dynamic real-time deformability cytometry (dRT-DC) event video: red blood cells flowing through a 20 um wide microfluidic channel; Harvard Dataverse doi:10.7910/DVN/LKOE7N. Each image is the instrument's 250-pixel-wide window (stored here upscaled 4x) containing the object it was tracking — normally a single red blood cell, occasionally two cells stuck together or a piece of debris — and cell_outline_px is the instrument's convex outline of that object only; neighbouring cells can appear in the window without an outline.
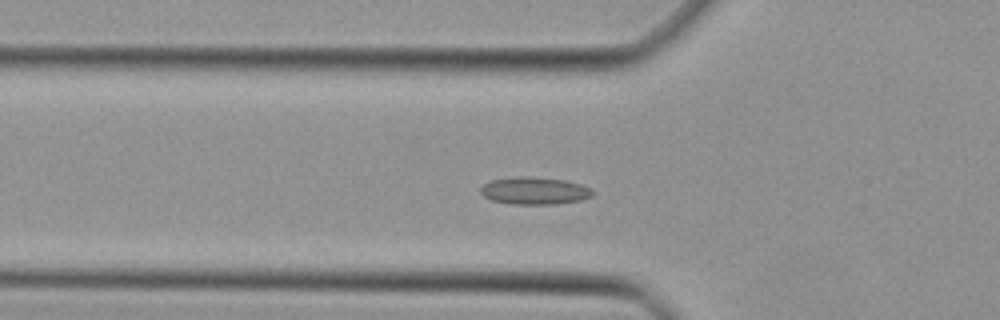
{"species": "Egyptian fruit bat (a non-hibernating species)", "species_latin": "Rousettus aegyptiacus", "temperature_condition": "cold", "stored_images_in_passage": 45, "camera_frame_rate_fps": 3000, "um_per_image_px": 0.085, "animal": {"sex": "female"}, "frame": {"image": 1, "passage_image": 13, "time_ms": 4.0, "image_size_px": [1000, 320], "cell_outline_px": [[592, 196], [580, 200], [556, 204], [512, 204], [492, 200], [484, 196], [480, 192], [480, 188], [484, 184], [492, 180], [516, 176], [524, 176], [564, 180], [580, 184], [592, 188]], "centroid_in_image_um": [45.42, 16.21], "position_along_channel_um": 80.4, "area_um2": 17.74}}
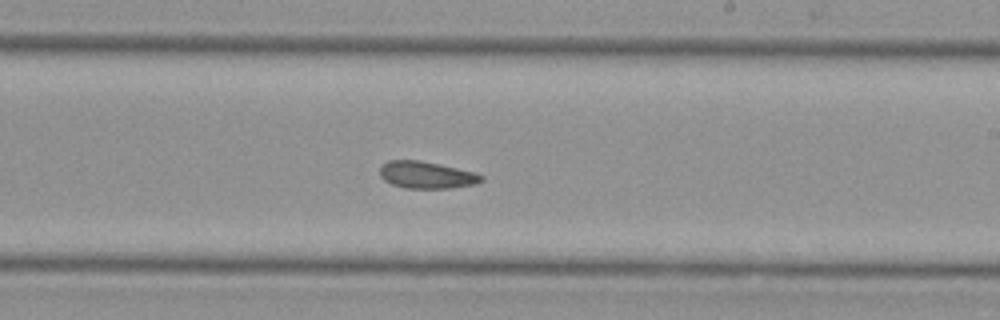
{"frame": {"image": 2, "passage_image": 25, "time_ms": 8.0, "image_size_px": [1000, 320], "cell_outline_px": [[484, 180], [476, 184], [448, 188], [404, 188], [392, 184], [384, 180], [380, 176], [380, 164], [388, 160], [420, 160], [476, 172], [484, 176]], "centroid_in_image_um": [36.25, 14.86], "position_along_channel_um": 252.8, "area_um2": 16.13}}
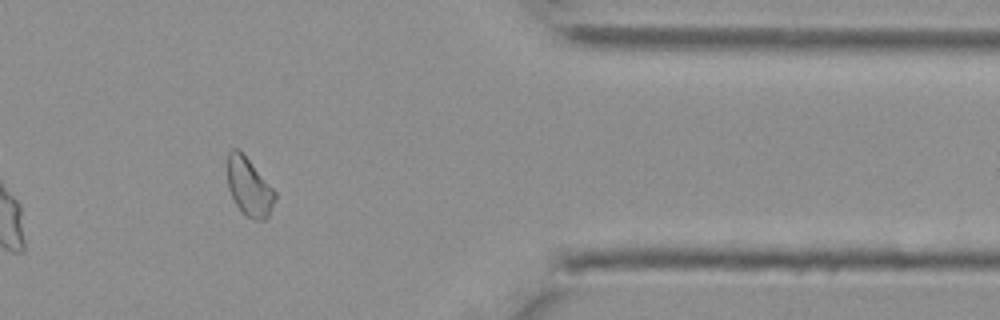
{"frame": {"image": 3, "passage_image": 36, "time_ms": 11.667, "image_size_px": [1000, 320], "cell_outline_px": [[276, 200], [268, 216], [264, 220], [256, 220], [248, 216], [236, 204], [228, 188], [228, 152], [232, 148], [240, 148], [276, 192]], "centroid_in_image_um": [21.18, 15.85], "position_along_channel_um": 390.2, "area_um2": 16.07}}